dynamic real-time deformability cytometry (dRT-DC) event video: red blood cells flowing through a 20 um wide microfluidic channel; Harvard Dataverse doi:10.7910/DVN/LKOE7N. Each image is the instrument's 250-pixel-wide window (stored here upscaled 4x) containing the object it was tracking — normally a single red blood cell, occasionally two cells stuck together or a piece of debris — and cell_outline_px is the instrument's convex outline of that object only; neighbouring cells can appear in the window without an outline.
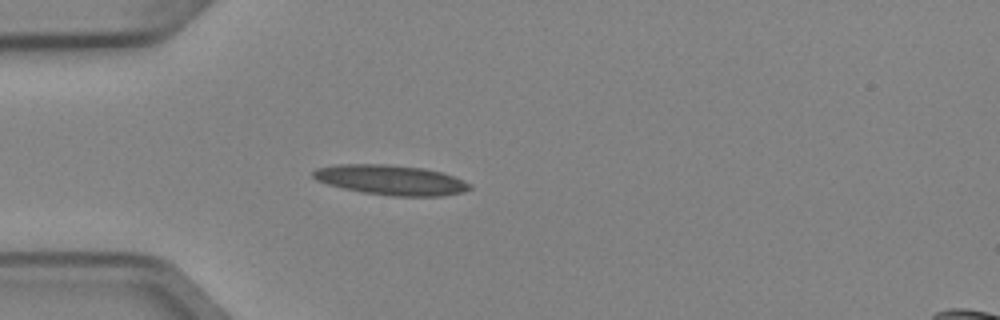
{"species": "Egyptian fruit bat (a non-hibernating species)", "species_latin": "Rousettus aegyptiacus", "temperature_condition": "cold", "stored_images_in_passage": 5, "camera_frame_rate_fps": 3000, "um_per_image_px": 0.085, "animal": {"sex": "female"}, "frame": {"image": 1, "passage_image": 5, "time_ms": 1.333, "image_size_px": [1000, 320], "cell_outline_px": [[472, 188], [464, 192], [444, 196], [392, 196], [364, 192], [344, 188], [328, 184], [316, 180], [312, 176], [312, 172], [316, 168], [336, 164], [388, 164], [424, 168], [440, 172], [452, 176], [472, 184]], "centroid_in_image_um": [33.23, 15.29], "position_along_channel_um": 51.8, "area_um2": 27.34}}